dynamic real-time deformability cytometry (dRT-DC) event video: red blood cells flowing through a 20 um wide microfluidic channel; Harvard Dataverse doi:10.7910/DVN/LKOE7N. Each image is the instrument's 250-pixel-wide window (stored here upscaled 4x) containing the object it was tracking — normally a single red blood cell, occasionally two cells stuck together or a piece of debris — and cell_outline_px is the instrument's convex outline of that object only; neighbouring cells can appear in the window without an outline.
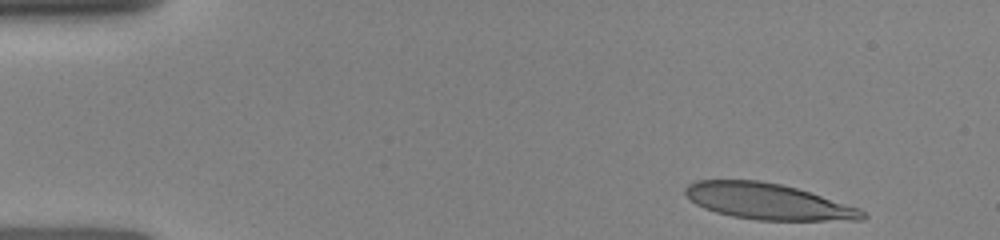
{"species": "human", "species_latin": "Homo sapiens", "temperature_condition": "room temperature", "stored_images_in_passage": 7, "camera_frame_rate_fps": 3000, "um_per_image_px": 0.085, "donor": {"sex": "female"}, "frame": {"image": 1, "passage_image": 1, "time_ms": 0.0, "image_size_px": [1000, 240], "cell_outline_px": [[868, 216], [864, 220], [756, 220], [732, 216], [716, 212], [704, 208], [696, 204], [684, 192], [684, 188], [688, 184], [696, 180], [760, 180], [780, 184], [796, 188], [860, 208]], "centroid_in_image_um": [65.27, 17.12], "position_along_channel_um": 19.7, "area_um2": 37.05}}
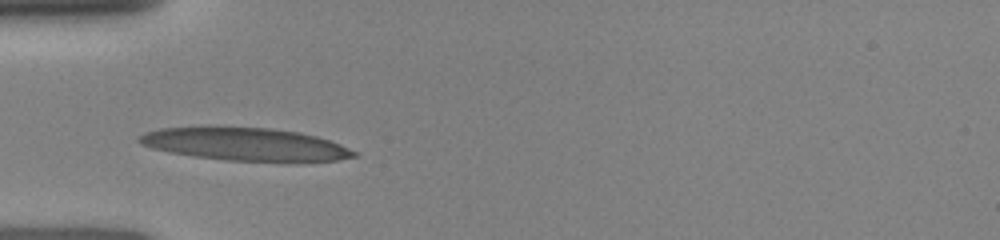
{"frame": {"image": 2, "passage_image": 5, "time_ms": 3.333, "image_size_px": [1000, 240], "cell_outline_px": [[356, 156], [336, 160], [304, 164], [228, 160], [192, 156], [168, 152], [152, 148], [140, 144], [136, 140], [136, 136], [144, 132], [160, 128], [208, 124], [268, 128], [300, 132], [316, 136], [340, 144], [356, 152]], "centroid_in_image_um": [20.79, 12.25], "position_along_channel_um": 64.2, "area_um2": 43.12}}
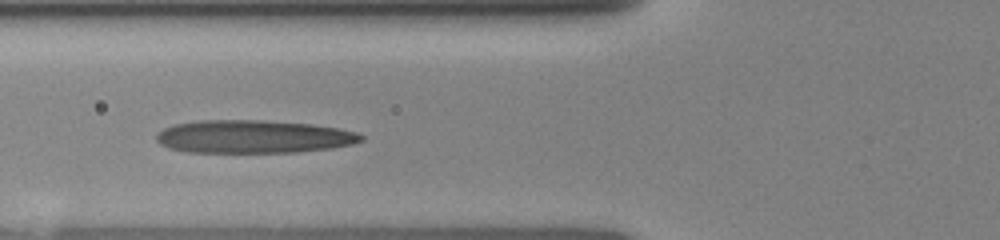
{"frame": {"image": 3, "passage_image": 6, "time_ms": 4.333, "image_size_px": [1000, 240], "cell_outline_px": [[364, 140], [352, 144], [332, 148], [296, 152], [188, 152], [168, 148], [160, 144], [156, 140], [156, 132], [172, 124], [196, 120], [264, 120], [312, 124], [340, 128], [360, 132], [364, 136]], "centroid_in_image_um": [21.54, 11.6], "position_along_channel_um": 104.3, "area_um2": 39.88}}